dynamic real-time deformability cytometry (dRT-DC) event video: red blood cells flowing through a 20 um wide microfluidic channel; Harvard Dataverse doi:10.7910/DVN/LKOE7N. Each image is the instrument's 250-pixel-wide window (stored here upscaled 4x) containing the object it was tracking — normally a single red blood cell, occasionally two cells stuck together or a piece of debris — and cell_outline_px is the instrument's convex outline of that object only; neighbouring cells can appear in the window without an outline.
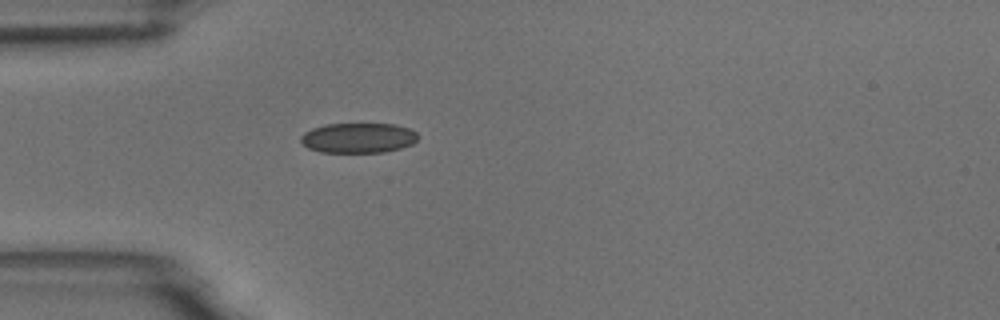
{"species": "common noctule bat (a hibernating species)", "species_latin": "Nyctalus noctula", "temperature_condition": "room temperature", "stored_images_in_passage": 1, "camera_frame_rate_fps": 3000, "um_per_image_px": 0.085, "animal": {"sex": "male", "body_mass_g": 18.8}, "frame": {"image": 1, "passage_image": 1, "time_ms": 0.0, "image_size_px": [1000, 320], "cell_outline_px": [[416, 140], [412, 144], [400, 148], [384, 152], [320, 152], [308, 148], [300, 140], [300, 136], [304, 132], [312, 128], [324, 124], [396, 124], [408, 128], [416, 132]], "centroid_in_image_um": [30.42, 11.72], "position_along_channel_um": 54.6, "area_um2": 20.46}}